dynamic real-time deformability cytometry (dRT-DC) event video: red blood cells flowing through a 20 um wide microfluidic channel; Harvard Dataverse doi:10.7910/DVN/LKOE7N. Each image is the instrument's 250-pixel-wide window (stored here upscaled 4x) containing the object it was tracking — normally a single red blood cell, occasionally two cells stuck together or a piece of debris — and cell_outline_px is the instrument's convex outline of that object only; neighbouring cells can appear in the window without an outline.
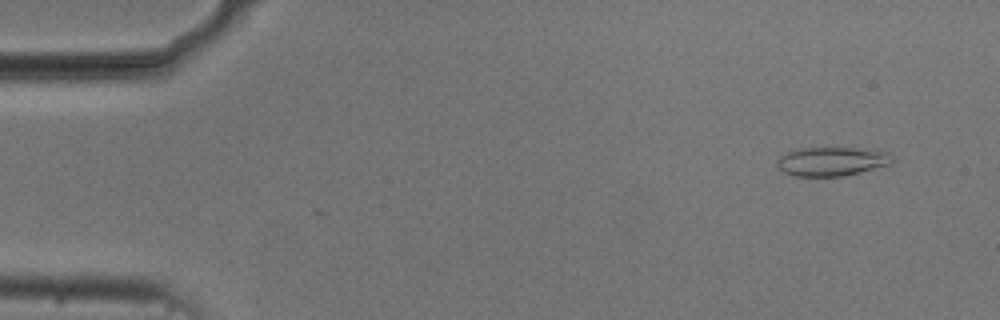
{"species": "common noctule bat (a hibernating species)", "species_latin": "Nyctalus noctula", "temperature_condition": "cold", "stored_images_in_passage": 54, "camera_frame_rate_fps": 3000, "um_per_image_px": 0.085, "animal": {"sex": "male", "body_mass_g": 20.5, "forearm_length_mm": 52.5}, "frame": {"image": 1, "passage_image": 4, "time_ms": 1.0, "image_size_px": [1000, 320], "cell_outline_px": [[892, 164], [844, 176], [792, 176], [784, 172], [776, 164], [776, 160], [780, 156], [788, 152], [800, 148], [880, 148], [888, 152], [892, 160]], "centroid_in_image_um": [70.74, 13.71], "position_along_channel_um": 14.3, "area_um2": 19.65}}
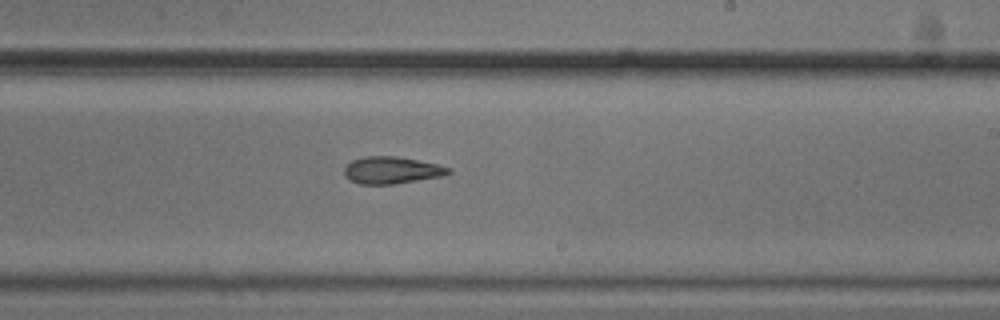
{"frame": {"image": 2, "passage_image": 32, "time_ms": 10.333, "image_size_px": [1000, 320], "cell_outline_px": [[452, 172], [440, 176], [392, 184], [360, 184], [348, 180], [344, 172], [344, 168], [352, 160], [368, 156], [396, 156], [436, 164], [452, 168]], "centroid_in_image_um": [33.27, 14.47], "position_along_channel_um": 255.7, "area_um2": 16.18}}
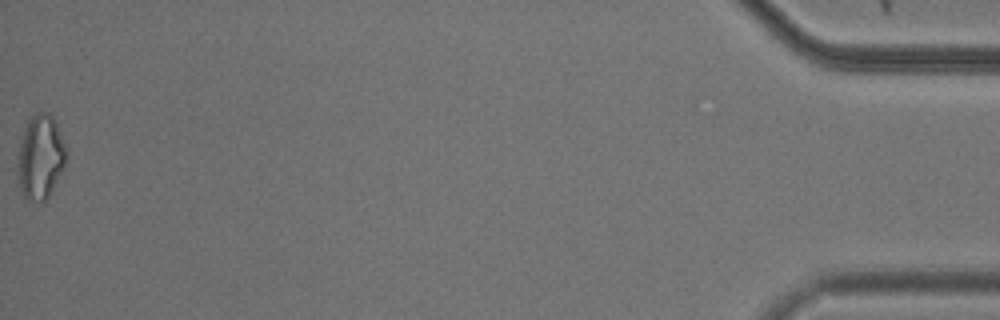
{"frame": {"image": 3, "passage_image": 54, "time_ms": 17.667, "image_size_px": [1000, 320], "cell_outline_px": [[68, 156], [64, 168], [44, 204], [28, 200], [24, 196], [16, 180], [16, 172], [20, 144], [24, 128], [28, 120], [36, 112], [48, 112], [52, 116], [68, 148]], "centroid_in_image_um": [3.45, 13.38], "position_along_channel_um": 431.8, "area_um2": 24.45}, "authors_computed_cell_mechanics": {"area_um2": 17.6001, "velocity_mm_per_s": 3.7352, "shape_relaxation_time_tau1_ms": null, "shape_relaxation_time_tau2_ms": 7.0903, "deformation_change_tau1": null, "deformation_change_tau2": 0.1813}}